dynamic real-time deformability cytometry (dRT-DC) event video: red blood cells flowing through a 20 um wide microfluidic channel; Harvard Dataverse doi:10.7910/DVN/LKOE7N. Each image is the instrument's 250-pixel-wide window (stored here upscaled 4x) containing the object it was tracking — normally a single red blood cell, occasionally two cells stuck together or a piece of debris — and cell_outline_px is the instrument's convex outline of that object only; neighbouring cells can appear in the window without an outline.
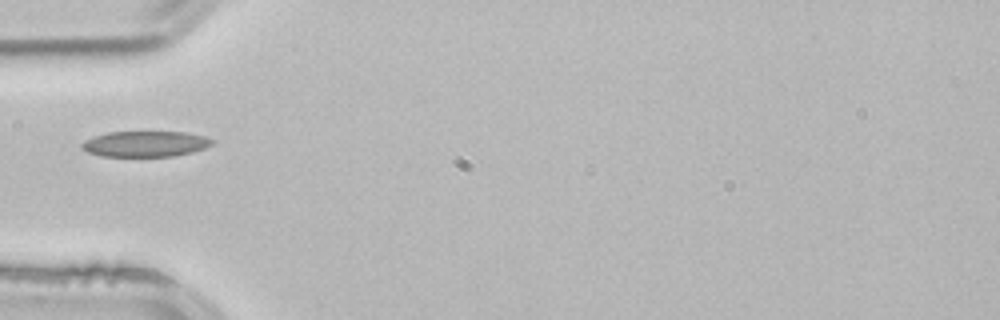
{"species": "common noctule bat (a hibernating species)", "species_latin": "Nyctalus noctula", "temperature_condition": "room temperature", "stored_images_in_passage": 4, "camera_frame_rate_fps": 3000, "um_per_image_px": 0.085, "animal": {"sex": "male", "body_mass_g": 21.5, "forearm_length_mm": 52.0}, "frame": {"image": 1, "passage_image": 4, "time_ms": 1.0, "image_size_px": [1000, 320], "cell_outline_px": [[216, 140], [212, 144], [204, 148], [192, 152], [172, 156], [104, 156], [88, 152], [80, 148], [80, 144], [84, 140], [108, 132], [184, 132], [204, 136]], "centroid_in_image_um": [12.35, 12.23], "position_along_channel_um": 72.7, "area_um2": 19.42}}